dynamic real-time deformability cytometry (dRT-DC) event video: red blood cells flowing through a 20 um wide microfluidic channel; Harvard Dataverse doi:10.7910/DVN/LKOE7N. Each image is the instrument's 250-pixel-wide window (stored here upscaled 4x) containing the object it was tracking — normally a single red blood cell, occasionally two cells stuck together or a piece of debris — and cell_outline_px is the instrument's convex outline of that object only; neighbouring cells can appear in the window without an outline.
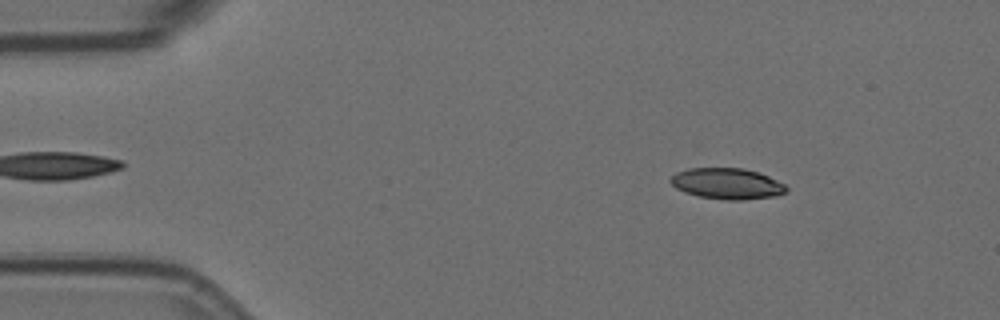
{"species": "Egyptian fruit bat (a non-hibernating species)", "species_latin": "Rousettus aegyptiacus", "temperature_condition": "room temperature", "stored_images_in_passage": 3, "camera_frame_rate_fps": 3000, "um_per_image_px": 0.085, "animal": {"sex": "female"}, "frame": {"image": 1, "passage_image": 1, "time_ms": 0.0, "image_size_px": [1000, 320], "cell_outline_px": [[788, 192], [776, 196], [740, 200], [728, 200], [700, 196], [684, 192], [676, 188], [668, 180], [676, 172], [688, 168], [744, 168], [760, 172], [784, 184], [788, 188]], "centroid_in_image_um": [61.81, 15.6], "position_along_channel_um": 23.2, "area_um2": 20.98}}